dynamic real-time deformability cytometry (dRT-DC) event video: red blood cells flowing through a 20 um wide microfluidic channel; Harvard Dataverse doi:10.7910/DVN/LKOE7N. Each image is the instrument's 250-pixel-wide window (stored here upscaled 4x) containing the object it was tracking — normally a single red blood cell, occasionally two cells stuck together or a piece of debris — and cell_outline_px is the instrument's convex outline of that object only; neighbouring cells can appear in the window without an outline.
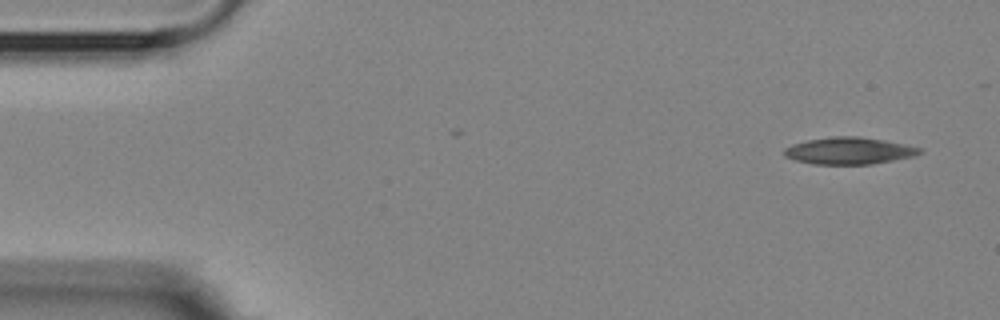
{"species": "Egyptian fruit bat (a non-hibernating species)", "species_latin": "Rousettus aegyptiacus", "temperature_condition": "room temperature", "stored_images_in_passage": 2, "camera_frame_rate_fps": 3000, "um_per_image_px": 0.085, "animal": {"sex": "female"}, "frame": {"image": 1, "passage_image": 2, "time_ms": 1.0, "image_size_px": [1000, 320], "cell_outline_px": [[920, 152], [912, 156], [872, 164], [812, 164], [796, 160], [784, 156], [784, 148], [792, 144], [808, 140], [832, 136], [856, 136], [884, 140], [904, 144], [920, 148]], "centroid_in_image_um": [72.11, 12.81], "position_along_channel_um": 12.9, "area_um2": 20.98}}